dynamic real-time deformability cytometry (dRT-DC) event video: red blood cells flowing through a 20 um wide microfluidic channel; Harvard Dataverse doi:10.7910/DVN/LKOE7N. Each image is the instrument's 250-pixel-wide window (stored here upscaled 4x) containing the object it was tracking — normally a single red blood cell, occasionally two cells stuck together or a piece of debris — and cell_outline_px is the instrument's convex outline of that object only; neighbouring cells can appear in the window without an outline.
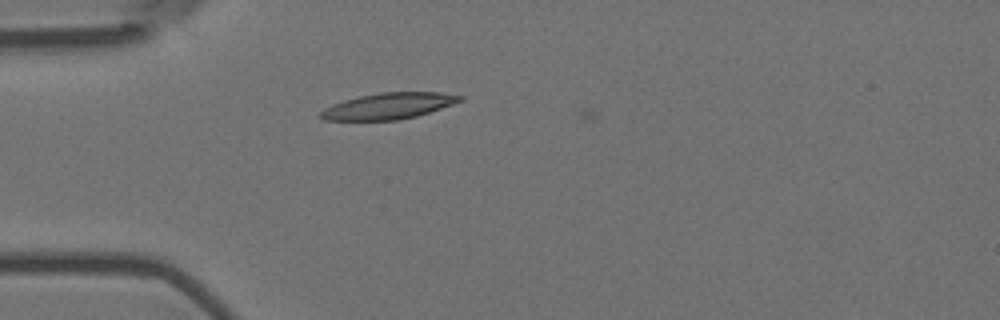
{"species": "Egyptian fruit bat (a non-hibernating species)", "species_latin": "Rousettus aegyptiacus", "temperature_condition": "room temperature", "stored_images_in_passage": 10, "camera_frame_rate_fps": 3000, "um_per_image_px": 0.085, "animal": {"sex": "female"}, "frame": {"image": 1, "passage_image": 9, "time_ms": 2.667, "image_size_px": [1000, 320], "cell_outline_px": [[464, 100], [416, 116], [396, 120], [324, 120], [320, 116], [320, 112], [324, 108], [332, 104], [344, 100], [360, 96], [380, 92], [440, 92], [464, 96]], "centroid_in_image_um": [33.02, 9.0], "position_along_channel_um": 52.0, "area_um2": 21.1}}